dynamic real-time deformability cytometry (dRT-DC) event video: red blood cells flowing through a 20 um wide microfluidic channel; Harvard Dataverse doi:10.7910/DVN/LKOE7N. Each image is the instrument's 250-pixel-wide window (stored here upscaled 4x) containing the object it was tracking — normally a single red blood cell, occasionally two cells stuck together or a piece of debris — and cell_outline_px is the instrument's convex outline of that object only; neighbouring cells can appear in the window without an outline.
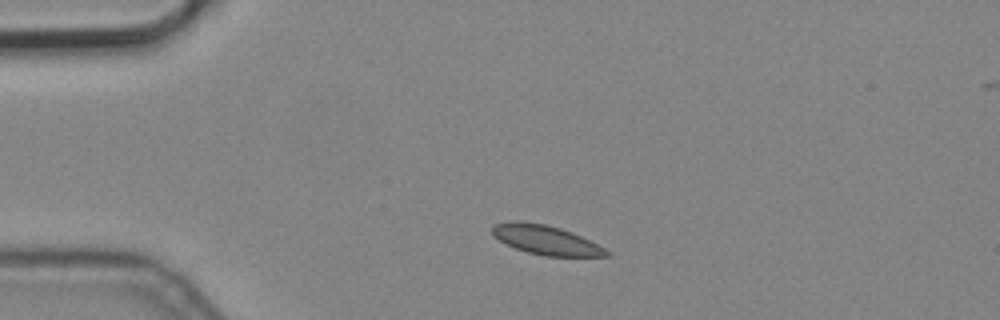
{"species": "common noctule bat (a hibernating species)", "species_latin": "Nyctalus noctula", "temperature_condition": "cold", "stored_images_in_passage": 2, "camera_frame_rate_fps": 3000, "um_per_image_px": 0.085, "animal": {"sex": "male", "body_mass_g": 19.2, "forearm_length_mm": 51.8}, "frame": {"image": 1, "passage_image": 1, "time_ms": 0.0, "image_size_px": [1000, 320], "cell_outline_px": [[612, 256], [544, 256], [528, 252], [504, 244], [492, 232], [492, 228], [496, 224], [512, 220], [520, 220], [544, 224], [560, 228], [572, 232], [612, 252]], "centroid_in_image_um": [46.41, 20.39], "position_along_channel_um": 38.6, "area_um2": 19.36}}